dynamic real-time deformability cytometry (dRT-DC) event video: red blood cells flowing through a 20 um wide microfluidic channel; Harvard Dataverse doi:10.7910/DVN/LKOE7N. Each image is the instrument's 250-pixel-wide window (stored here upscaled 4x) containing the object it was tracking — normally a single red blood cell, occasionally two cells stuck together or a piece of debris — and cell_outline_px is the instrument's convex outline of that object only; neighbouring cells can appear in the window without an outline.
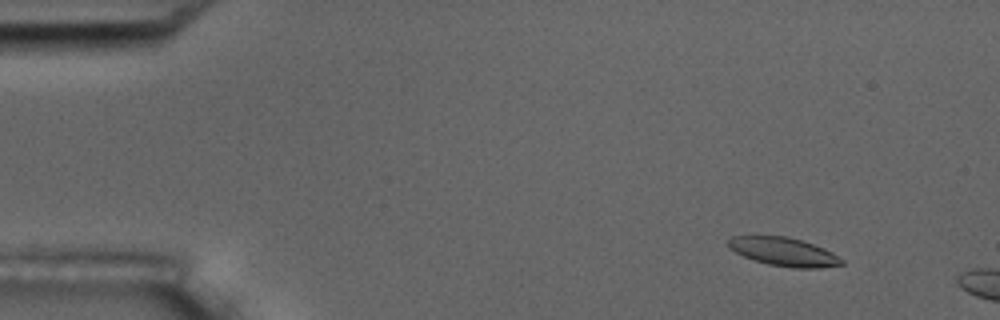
{"species": "common noctule bat (a hibernating species)", "species_latin": "Nyctalus noctula", "temperature_condition": "room temperature", "stored_images_in_passage": 4, "camera_frame_rate_fps": 3000, "um_per_image_px": 0.085, "animal": {"sex": "male", "body_mass_g": 17.5, "forearm_length_mm": 52.3}, "frame": {"image": 1, "passage_image": 2, "time_ms": 1.333, "image_size_px": [1000, 320], "cell_outline_px": [[844, 264], [820, 268], [792, 268], [768, 264], [744, 256], [728, 248], [728, 240], [732, 236], [788, 236], [824, 248], [832, 252], [844, 260]], "centroid_in_image_um": [66.64, 21.4], "position_along_channel_um": 18.4, "area_um2": 18.73}}